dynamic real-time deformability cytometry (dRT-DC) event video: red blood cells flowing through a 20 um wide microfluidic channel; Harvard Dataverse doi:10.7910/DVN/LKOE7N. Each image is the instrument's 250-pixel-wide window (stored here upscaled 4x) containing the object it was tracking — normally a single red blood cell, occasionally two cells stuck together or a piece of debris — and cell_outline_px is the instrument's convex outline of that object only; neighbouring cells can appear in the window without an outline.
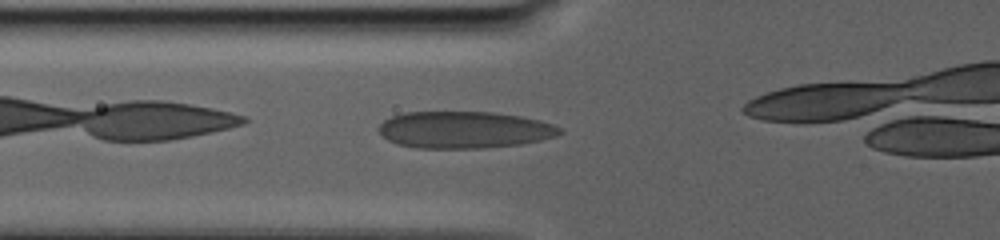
{"species": "human", "species_latin": "Homo sapiens", "temperature_condition": "warm", "stored_images_in_passage": 27, "camera_frame_rate_fps": 3000, "um_per_image_px": 0.085, "donor": {"sex": "male"}, "frame": {"image": 1, "passage_image": 8, "time_ms": 4.333, "image_size_px": [1000, 240], "cell_outline_px": [[564, 132], [556, 136], [540, 140], [520, 144], [484, 148], [416, 148], [396, 144], [388, 140], [376, 128], [384, 120], [392, 116], [404, 112], [492, 112], [520, 116], [540, 120], [552, 124], [560, 128]], "centroid_in_image_um": [39.45, 11.03], "position_along_channel_um": 86.4, "area_um2": 39.02}}
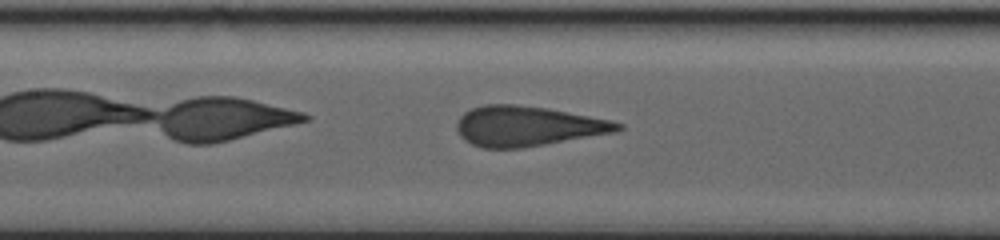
{"frame": {"image": 2, "passage_image": 13, "time_ms": 7.333, "image_size_px": [1000, 240], "cell_outline_px": [[624, 128], [616, 132], [520, 148], [480, 148], [464, 140], [460, 136], [456, 128], [456, 124], [460, 116], [464, 112], [472, 108], [484, 104], [512, 104], [544, 108], [588, 116], [608, 120], [624, 124]], "centroid_in_image_um": [44.79, 10.73], "position_along_channel_um": 162.6, "area_um2": 37.22}}
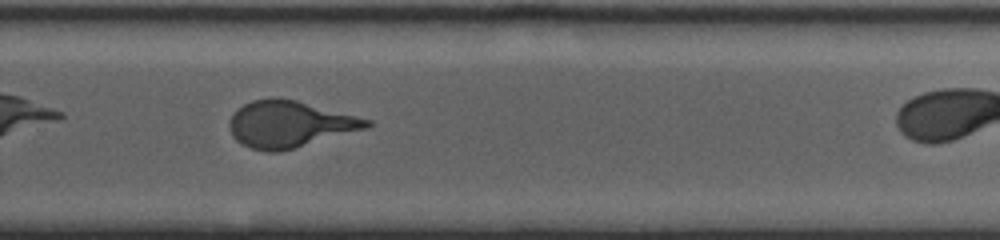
{"frame": {"image": 3, "passage_image": 24, "time_ms": 13.0, "image_size_px": [1000, 240], "cell_outline_px": [[372, 124], [368, 128], [280, 152], [268, 152], [252, 148], [240, 144], [232, 136], [228, 128], [228, 124], [232, 116], [244, 104], [252, 100], [280, 96], [296, 100], [372, 120]], "centroid_in_image_um": [24.6, 10.55], "position_along_channel_um": 305.2, "area_um2": 37.28}}